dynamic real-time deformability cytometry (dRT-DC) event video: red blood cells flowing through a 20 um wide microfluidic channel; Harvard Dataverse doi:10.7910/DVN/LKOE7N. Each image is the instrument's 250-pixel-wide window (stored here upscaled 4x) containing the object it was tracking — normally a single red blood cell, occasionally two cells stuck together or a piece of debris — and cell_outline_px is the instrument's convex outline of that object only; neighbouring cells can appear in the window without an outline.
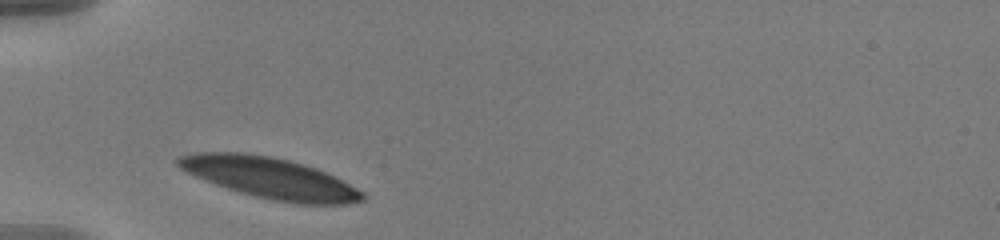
{"species": "human", "species_latin": "Homo sapiens", "temperature_condition": "warm", "stored_images_in_passage": 31, "camera_frame_rate_fps": 3000, "um_per_image_px": 0.085, "donor": {"sex": "male"}, "frame": {"image": 1, "passage_image": 1, "time_ms": 0.0, "image_size_px": [1000, 240], "cell_outline_px": [[364, 200], [348, 204], [296, 204], [272, 200], [240, 192], [228, 188], [196, 176], [180, 168], [176, 164], [176, 156], [196, 152], [244, 152], [272, 156], [304, 164], [316, 168], [364, 192]], "centroid_in_image_um": [22.92, 15.11], "position_along_channel_um": 62.1, "area_um2": 43.64}}
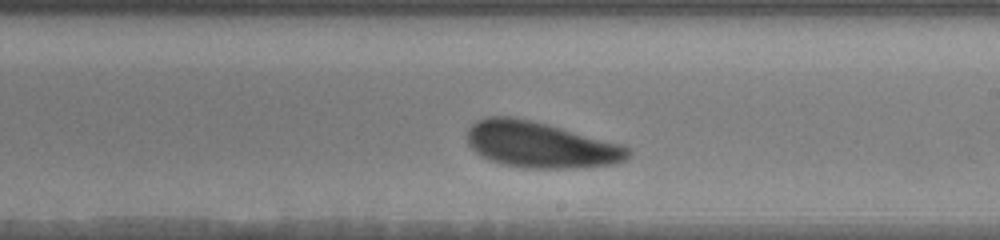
{"frame": {"image": 2, "passage_image": 17, "time_ms": 5.333, "image_size_px": [1000, 240], "cell_outline_px": [[632, 152], [624, 160], [616, 164], [576, 168], [524, 168], [504, 164], [480, 156], [468, 144], [464, 136], [468, 128], [476, 120], [484, 116], [512, 116], [560, 128], [620, 144], [628, 148]], "centroid_in_image_um": [45.87, 12.31], "position_along_channel_um": 243.1, "area_um2": 42.95}}
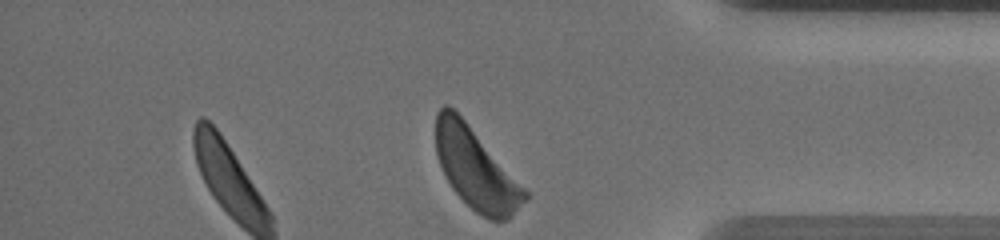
{"frame": {"image": 3, "passage_image": 31, "time_ms": 10.0, "image_size_px": [1000, 240], "cell_outline_px": [[528, 200], [508, 220], [488, 220], [476, 212], [452, 188], [436, 156], [436, 112], [444, 104], [448, 104], [464, 120], [528, 192]], "centroid_in_image_um": [40.45, 14.37], "position_along_channel_um": 394.8, "area_um2": 41.1}, "authors_computed_cell_mechanics": {"area_um2": 43.4078, "velocity_mm_per_s": 3.5532, "shape_relaxation_time_tau1_ms": 1.4787, "shape_relaxation_time_tau2_ms": 7.1046, "deformation_change_tau1": 0.0846, "deformation_change_tau2": 0.1695}}